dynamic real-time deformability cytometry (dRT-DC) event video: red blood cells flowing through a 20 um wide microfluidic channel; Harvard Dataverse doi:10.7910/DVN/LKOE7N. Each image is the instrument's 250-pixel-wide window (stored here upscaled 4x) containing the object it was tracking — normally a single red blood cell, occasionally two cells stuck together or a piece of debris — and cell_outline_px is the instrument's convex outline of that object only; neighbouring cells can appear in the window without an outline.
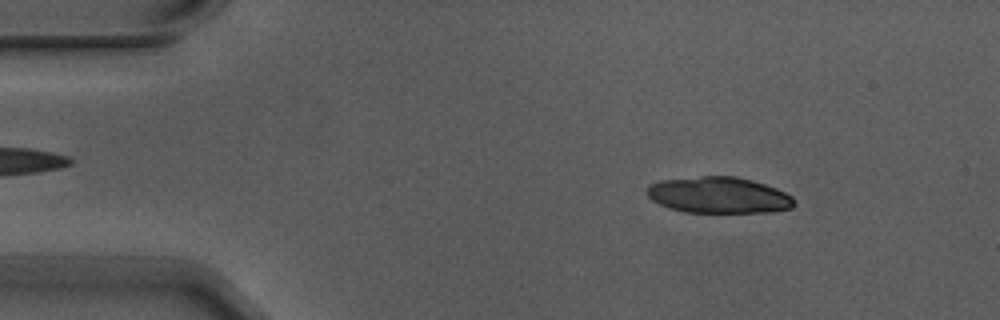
{"species": "Egyptian fruit bat (a non-hibernating species)", "species_latin": "Rousettus aegyptiacus", "temperature_condition": "warm", "stored_images_in_passage": 5, "camera_frame_rate_fps": 3000, "um_per_image_px": 0.085, "animal": {"sex": "male"}, "frame": {"image": 1, "passage_image": 2, "time_ms": 0.333, "image_size_px": [1000, 320], "cell_outline_px": [[796, 204], [792, 208], [772, 212], [684, 212], [668, 208], [652, 200], [644, 192], [644, 188], [648, 184], [660, 180], [700, 176], [736, 176], [752, 180], [776, 188], [792, 196], [796, 200]], "centroid_in_image_um": [61.06, 16.58], "position_along_channel_um": 23.9, "area_um2": 31.5}}